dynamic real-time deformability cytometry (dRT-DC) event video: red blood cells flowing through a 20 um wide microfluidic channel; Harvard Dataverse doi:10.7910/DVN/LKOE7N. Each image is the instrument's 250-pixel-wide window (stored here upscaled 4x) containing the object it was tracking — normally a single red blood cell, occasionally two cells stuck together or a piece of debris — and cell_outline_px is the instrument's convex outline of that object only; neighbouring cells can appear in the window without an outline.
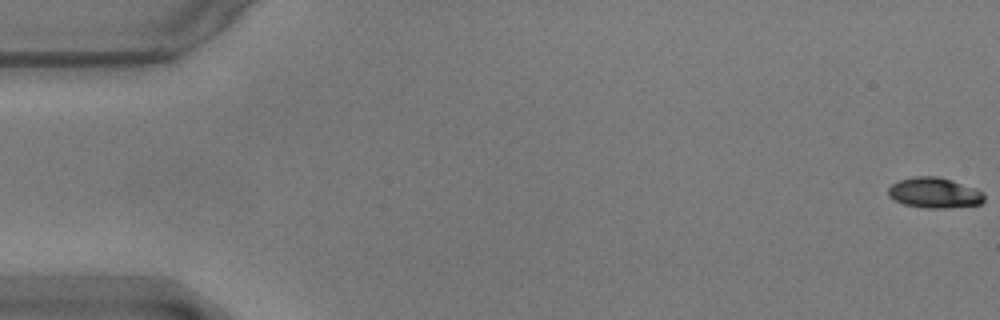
{"species": "common noctule bat (a hibernating species)", "species_latin": "Nyctalus noctula", "temperature_condition": "warm", "stored_images_in_passage": 47, "camera_frame_rate_fps": 3000, "um_per_image_px": 0.085, "animal": {"sex": "male", "body_mass_g": 17.9}, "frame": {"image": 1, "passage_image": 1, "time_ms": 0.0, "image_size_px": [1000, 320], "cell_outline_px": [[984, 200], [980, 204], [944, 208], [924, 208], [904, 204], [888, 196], [888, 188], [892, 184], [900, 180], [916, 176], [936, 176], [952, 180], [976, 188], [984, 192]], "centroid_in_image_um": [79.44, 16.38], "position_along_channel_um": 5.6, "area_um2": 16.99}}
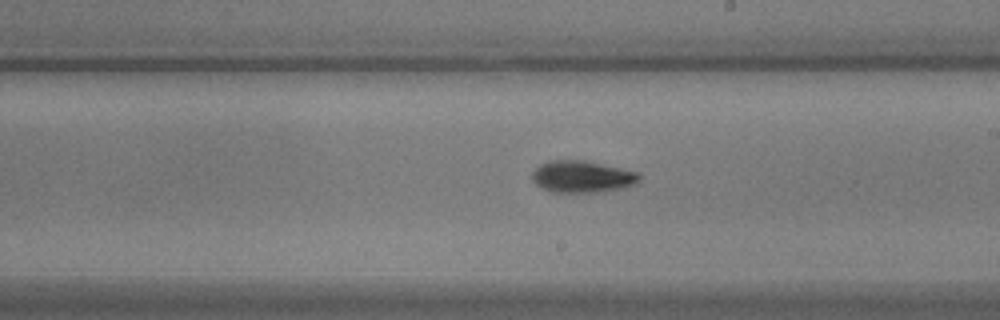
{"frame": {"image": 2, "passage_image": 33, "time_ms": 10.667, "image_size_px": [1000, 320], "cell_outline_px": [[640, 180], [636, 184], [620, 188], [596, 192], [552, 192], [536, 184], [532, 180], [532, 172], [540, 164], [548, 160], [584, 160], [640, 172]], "centroid_in_image_um": [49.49, 15.0], "position_along_channel_um": 239.5, "area_um2": 19.88}}
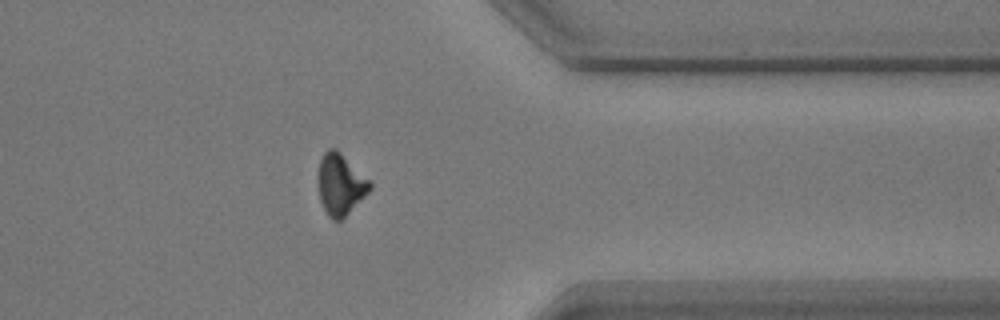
{"frame": {"image": 3, "passage_image": 46, "time_ms": 15.0, "image_size_px": [1000, 320], "cell_outline_px": [[372, 188], [340, 220], [332, 220], [328, 216], [320, 200], [316, 180], [316, 176], [320, 160], [324, 152], [328, 148], [336, 148], [372, 184]], "centroid_in_image_um": [28.87, 15.65], "position_along_channel_um": 382.5, "area_um2": 18.26}}